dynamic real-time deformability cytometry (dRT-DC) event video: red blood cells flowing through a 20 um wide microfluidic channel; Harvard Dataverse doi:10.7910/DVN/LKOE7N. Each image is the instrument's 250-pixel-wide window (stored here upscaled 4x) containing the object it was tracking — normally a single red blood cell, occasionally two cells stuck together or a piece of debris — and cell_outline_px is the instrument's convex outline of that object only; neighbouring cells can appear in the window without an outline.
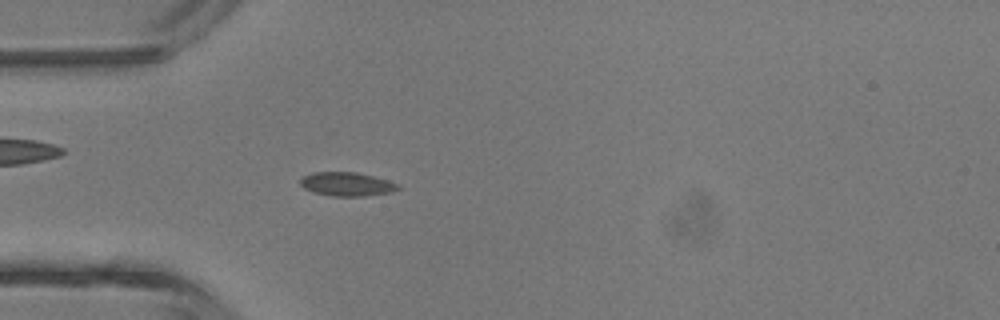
{"species": "common noctule bat (a hibernating species)", "species_latin": "Nyctalus noctula", "temperature_condition": "room temperature", "stored_images_in_passage": 3, "camera_frame_rate_fps": 3000, "um_per_image_px": 0.085, "animal": {"sex": "male", "body_mass_g": 13.3}, "frame": {"image": 1, "passage_image": 3, "time_ms": 2.333, "image_size_px": [1000, 320], "cell_outline_px": [[400, 188], [392, 192], [364, 196], [332, 196], [312, 192], [304, 188], [300, 184], [300, 180], [304, 176], [312, 172], [356, 172], [388, 180], [400, 184]], "centroid_in_image_um": [29.49, 15.65], "position_along_channel_um": 55.5, "area_um2": 13.58}}